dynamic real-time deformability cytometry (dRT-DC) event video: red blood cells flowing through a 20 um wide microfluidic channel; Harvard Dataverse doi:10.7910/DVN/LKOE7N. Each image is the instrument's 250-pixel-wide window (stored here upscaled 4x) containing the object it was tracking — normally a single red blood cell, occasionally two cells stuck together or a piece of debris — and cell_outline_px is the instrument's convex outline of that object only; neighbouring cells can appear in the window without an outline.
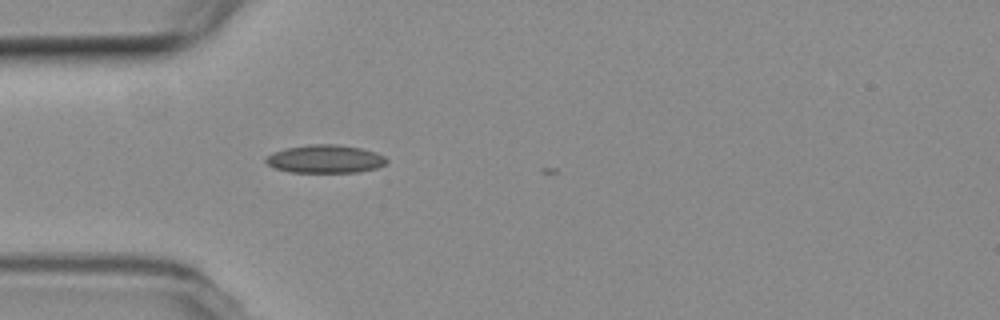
{"species": "common noctule bat (a hibernating species)", "species_latin": "Nyctalus noctula", "temperature_condition": "room temperature", "stored_images_in_passage": 4, "camera_frame_rate_fps": 3000, "um_per_image_px": 0.085, "animal": {"sex": "female", "body_mass_g": 19.3, "forearm_length_mm": 54.1}, "frame": {"image": 1, "passage_image": 1, "time_ms": 0.0, "image_size_px": [1000, 320], "cell_outline_px": [[388, 164], [376, 168], [360, 172], [288, 172], [276, 168], [268, 164], [264, 160], [272, 152], [288, 148], [312, 144], [336, 144], [360, 148], [376, 152], [384, 156], [388, 160]], "centroid_in_image_um": [27.68, 13.52], "position_along_channel_um": 57.3, "area_um2": 19.77}}